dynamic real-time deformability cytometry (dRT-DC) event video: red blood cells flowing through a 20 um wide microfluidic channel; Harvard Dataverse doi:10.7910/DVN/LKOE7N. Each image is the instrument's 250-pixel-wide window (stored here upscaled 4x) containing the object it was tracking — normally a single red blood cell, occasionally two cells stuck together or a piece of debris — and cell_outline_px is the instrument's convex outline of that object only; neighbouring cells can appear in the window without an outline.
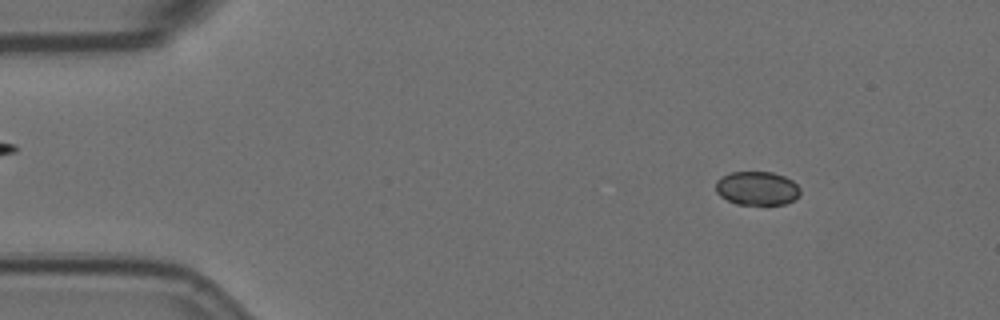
{"species": "Egyptian fruit bat (a non-hibernating species)", "species_latin": "Rousettus aegyptiacus", "temperature_condition": "room temperature", "stored_images_in_passage": 16, "camera_frame_rate_fps": 3000, "um_per_image_px": 0.085, "animal": {"sex": "female"}, "frame": {"image": 1, "passage_image": 7, "time_ms": 2.0, "image_size_px": [1000, 320], "cell_outline_px": [[800, 196], [784, 204], [736, 204], [720, 196], [716, 192], [716, 180], [720, 176], [732, 172], [772, 172], [784, 176], [792, 180], [800, 188]], "centroid_in_image_um": [64.34, 16.0], "position_along_channel_um": 20.7, "area_um2": 16.65}}